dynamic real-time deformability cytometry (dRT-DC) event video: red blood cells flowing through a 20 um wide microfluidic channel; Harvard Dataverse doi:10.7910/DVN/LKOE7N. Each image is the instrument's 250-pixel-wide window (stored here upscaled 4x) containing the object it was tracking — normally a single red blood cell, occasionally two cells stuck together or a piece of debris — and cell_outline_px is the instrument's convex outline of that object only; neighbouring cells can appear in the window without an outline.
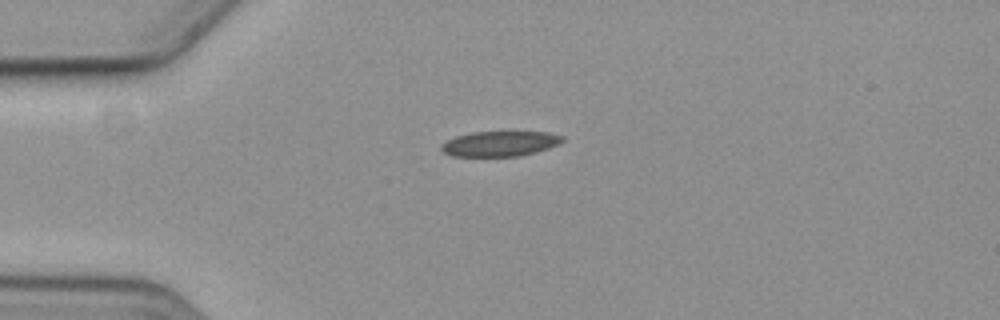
{"species": "common noctule bat (a hibernating species)", "species_latin": "Nyctalus noctula", "temperature_condition": "cold", "stored_images_in_passage": 6, "camera_frame_rate_fps": 3000, "um_per_image_px": 0.085, "animal": {"sex": "female", "body_mass_g": 19.3, "forearm_length_mm": 54.1}, "frame": {"image": 1, "passage_image": 1, "time_ms": 0.0, "image_size_px": [1000, 320], "cell_outline_px": [[564, 140], [560, 144], [536, 152], [520, 156], [452, 156], [444, 152], [440, 148], [440, 144], [456, 136], [472, 132], [548, 132], [564, 136]], "centroid_in_image_um": [42.51, 12.21], "position_along_channel_um": 42.5, "area_um2": 17.8}}
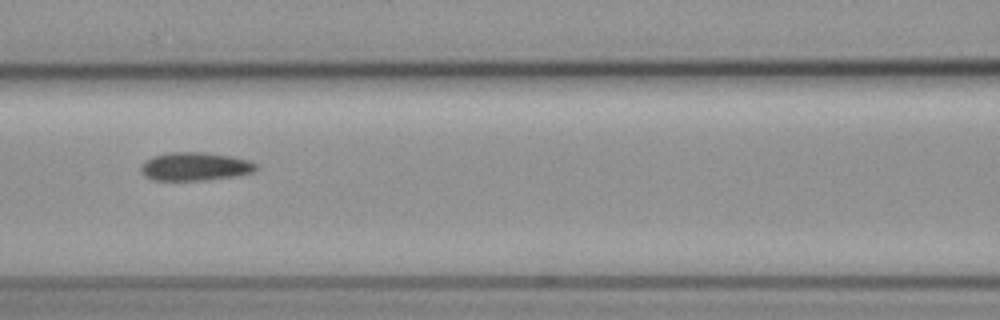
{"frame": {"image": 2, "passage_image": 4, "time_ms": 3.667, "image_size_px": [1000, 320], "cell_outline_px": [[260, 168], [252, 172], [236, 176], [208, 180], [152, 180], [144, 176], [140, 172], [140, 168], [152, 156], [168, 152], [204, 152], [228, 156], [248, 160], [256, 164]], "centroid_in_image_um": [16.58, 14.16], "position_along_channel_um": 150.0, "area_um2": 19.02}}
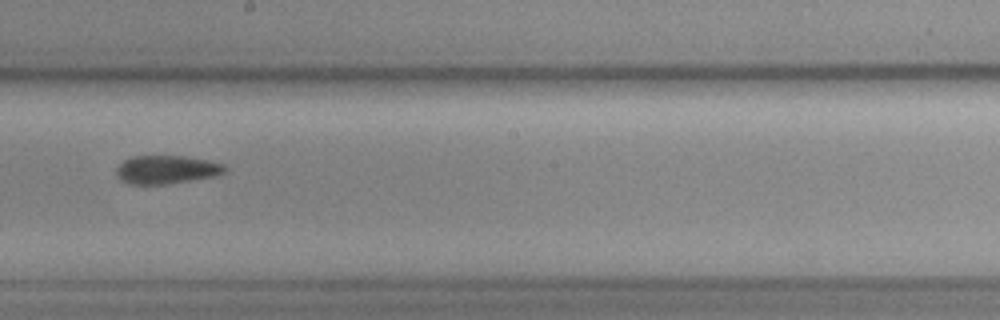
{"frame": {"image": 3, "passage_image": 6, "time_ms": 6.0, "image_size_px": [1000, 320], "cell_outline_px": [[228, 172], [216, 176], [168, 184], [128, 184], [120, 180], [116, 176], [116, 168], [124, 160], [132, 156], [184, 156], [208, 160], [224, 164], [228, 168]], "centroid_in_image_um": [14.18, 14.42], "position_along_channel_um": 234.0, "area_um2": 18.21}}